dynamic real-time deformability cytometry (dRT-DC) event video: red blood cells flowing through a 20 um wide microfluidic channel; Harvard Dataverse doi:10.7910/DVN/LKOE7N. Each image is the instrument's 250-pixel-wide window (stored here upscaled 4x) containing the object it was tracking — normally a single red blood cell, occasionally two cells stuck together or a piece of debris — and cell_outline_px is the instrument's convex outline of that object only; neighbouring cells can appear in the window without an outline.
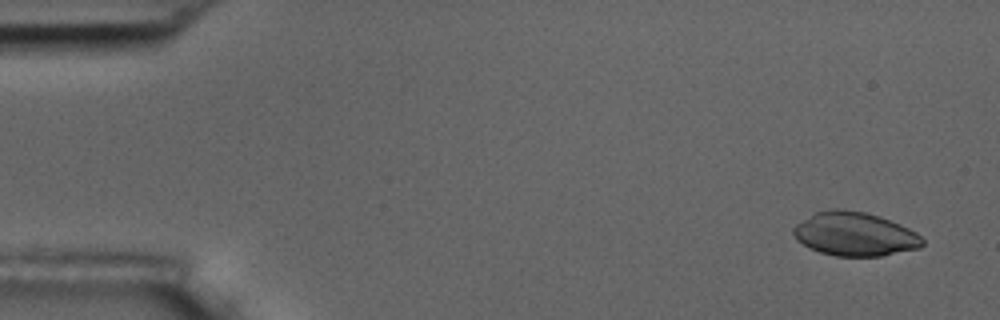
{"species": "common noctule bat (a hibernating species)", "species_latin": "Nyctalus noctula", "temperature_condition": "room temperature", "stored_images_in_passage": 4, "camera_frame_rate_fps": 3000, "um_per_image_px": 0.085, "animal": {"sex": "male", "body_mass_g": 17.5, "forearm_length_mm": 52.3}, "frame": {"image": 1, "passage_image": 1, "time_ms": 0.0, "image_size_px": [1000, 320], "cell_outline_px": [[924, 244], [920, 248], [880, 256], [836, 256], [820, 252], [808, 248], [796, 240], [792, 232], [792, 228], [796, 224], [816, 212], [832, 208], [844, 208], [864, 212], [880, 216], [900, 224], [916, 232], [924, 240]], "centroid_in_image_um": [72.64, 19.89], "position_along_channel_um": 12.4, "area_um2": 33.12}}